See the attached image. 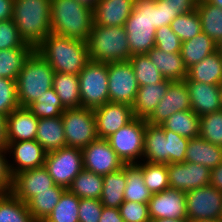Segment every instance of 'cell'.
<instances>
[{"label": "cell", "mask_w": 222, "mask_h": 222, "mask_svg": "<svg viewBox=\"0 0 222 222\" xmlns=\"http://www.w3.org/2000/svg\"><path fill=\"white\" fill-rule=\"evenodd\" d=\"M0 222H37L27 204L12 192L0 193Z\"/></svg>", "instance_id": "74e56055"}, {"label": "cell", "mask_w": 222, "mask_h": 222, "mask_svg": "<svg viewBox=\"0 0 222 222\" xmlns=\"http://www.w3.org/2000/svg\"><path fill=\"white\" fill-rule=\"evenodd\" d=\"M136 165L142 170L145 185L152 194L160 193L170 188L167 164L141 161Z\"/></svg>", "instance_id": "f35d334b"}, {"label": "cell", "mask_w": 222, "mask_h": 222, "mask_svg": "<svg viewBox=\"0 0 222 222\" xmlns=\"http://www.w3.org/2000/svg\"><path fill=\"white\" fill-rule=\"evenodd\" d=\"M181 15L178 9L161 0H135L134 9L124 24L130 54H147L155 46L156 29L171 25Z\"/></svg>", "instance_id": "6da1fadb"}, {"label": "cell", "mask_w": 222, "mask_h": 222, "mask_svg": "<svg viewBox=\"0 0 222 222\" xmlns=\"http://www.w3.org/2000/svg\"><path fill=\"white\" fill-rule=\"evenodd\" d=\"M189 90L191 109L200 117L222 110L221 85L184 80Z\"/></svg>", "instance_id": "ffe728a7"}, {"label": "cell", "mask_w": 222, "mask_h": 222, "mask_svg": "<svg viewBox=\"0 0 222 222\" xmlns=\"http://www.w3.org/2000/svg\"><path fill=\"white\" fill-rule=\"evenodd\" d=\"M161 125L189 139L199 137L200 118L192 109L173 113Z\"/></svg>", "instance_id": "d6a6232c"}, {"label": "cell", "mask_w": 222, "mask_h": 222, "mask_svg": "<svg viewBox=\"0 0 222 222\" xmlns=\"http://www.w3.org/2000/svg\"><path fill=\"white\" fill-rule=\"evenodd\" d=\"M109 101L132 105L139 85L129 61L108 63Z\"/></svg>", "instance_id": "8fae6325"}, {"label": "cell", "mask_w": 222, "mask_h": 222, "mask_svg": "<svg viewBox=\"0 0 222 222\" xmlns=\"http://www.w3.org/2000/svg\"><path fill=\"white\" fill-rule=\"evenodd\" d=\"M199 118V136L222 147V110L202 115Z\"/></svg>", "instance_id": "ee69618b"}, {"label": "cell", "mask_w": 222, "mask_h": 222, "mask_svg": "<svg viewBox=\"0 0 222 222\" xmlns=\"http://www.w3.org/2000/svg\"><path fill=\"white\" fill-rule=\"evenodd\" d=\"M185 194L188 220L221 219L222 192L217 188L209 184Z\"/></svg>", "instance_id": "7c38bea8"}, {"label": "cell", "mask_w": 222, "mask_h": 222, "mask_svg": "<svg viewBox=\"0 0 222 222\" xmlns=\"http://www.w3.org/2000/svg\"><path fill=\"white\" fill-rule=\"evenodd\" d=\"M30 46L22 39L13 19L0 21V50Z\"/></svg>", "instance_id": "7dc6e473"}, {"label": "cell", "mask_w": 222, "mask_h": 222, "mask_svg": "<svg viewBox=\"0 0 222 222\" xmlns=\"http://www.w3.org/2000/svg\"><path fill=\"white\" fill-rule=\"evenodd\" d=\"M55 185L47 169L42 166L16 174L13 177L12 193L27 204L37 192L49 191Z\"/></svg>", "instance_id": "d6986e66"}, {"label": "cell", "mask_w": 222, "mask_h": 222, "mask_svg": "<svg viewBox=\"0 0 222 222\" xmlns=\"http://www.w3.org/2000/svg\"><path fill=\"white\" fill-rule=\"evenodd\" d=\"M61 117L66 147L83 149L99 138L93 109H65Z\"/></svg>", "instance_id": "ba28073f"}, {"label": "cell", "mask_w": 222, "mask_h": 222, "mask_svg": "<svg viewBox=\"0 0 222 222\" xmlns=\"http://www.w3.org/2000/svg\"><path fill=\"white\" fill-rule=\"evenodd\" d=\"M99 138L107 139L133 118L132 107L126 103L108 102L93 110Z\"/></svg>", "instance_id": "e0dca14e"}, {"label": "cell", "mask_w": 222, "mask_h": 222, "mask_svg": "<svg viewBox=\"0 0 222 222\" xmlns=\"http://www.w3.org/2000/svg\"><path fill=\"white\" fill-rule=\"evenodd\" d=\"M185 80L221 85L222 57L218 51L206 56L205 59L190 67Z\"/></svg>", "instance_id": "83f0119b"}, {"label": "cell", "mask_w": 222, "mask_h": 222, "mask_svg": "<svg viewBox=\"0 0 222 222\" xmlns=\"http://www.w3.org/2000/svg\"><path fill=\"white\" fill-rule=\"evenodd\" d=\"M196 11L201 21L202 32L218 44L222 40V8L207 0H198Z\"/></svg>", "instance_id": "1f68e13d"}, {"label": "cell", "mask_w": 222, "mask_h": 222, "mask_svg": "<svg viewBox=\"0 0 222 222\" xmlns=\"http://www.w3.org/2000/svg\"><path fill=\"white\" fill-rule=\"evenodd\" d=\"M35 140L46 153L66 147L62 117L39 119Z\"/></svg>", "instance_id": "484cf974"}, {"label": "cell", "mask_w": 222, "mask_h": 222, "mask_svg": "<svg viewBox=\"0 0 222 222\" xmlns=\"http://www.w3.org/2000/svg\"><path fill=\"white\" fill-rule=\"evenodd\" d=\"M168 166L170 188L187 192L210 184L211 170L190 162L172 163Z\"/></svg>", "instance_id": "5bb4252c"}, {"label": "cell", "mask_w": 222, "mask_h": 222, "mask_svg": "<svg viewBox=\"0 0 222 222\" xmlns=\"http://www.w3.org/2000/svg\"><path fill=\"white\" fill-rule=\"evenodd\" d=\"M146 124L145 119L134 117L107 138L110 146L125 164H136L142 161Z\"/></svg>", "instance_id": "9c48e42d"}, {"label": "cell", "mask_w": 222, "mask_h": 222, "mask_svg": "<svg viewBox=\"0 0 222 222\" xmlns=\"http://www.w3.org/2000/svg\"><path fill=\"white\" fill-rule=\"evenodd\" d=\"M12 19L22 39L35 50L51 33V0H14Z\"/></svg>", "instance_id": "3957f363"}, {"label": "cell", "mask_w": 222, "mask_h": 222, "mask_svg": "<svg viewBox=\"0 0 222 222\" xmlns=\"http://www.w3.org/2000/svg\"><path fill=\"white\" fill-rule=\"evenodd\" d=\"M78 3L83 4L91 9H94L99 0H76Z\"/></svg>", "instance_id": "680465c9"}, {"label": "cell", "mask_w": 222, "mask_h": 222, "mask_svg": "<svg viewBox=\"0 0 222 222\" xmlns=\"http://www.w3.org/2000/svg\"><path fill=\"white\" fill-rule=\"evenodd\" d=\"M53 88L66 109L81 107L80 84L77 75L55 72Z\"/></svg>", "instance_id": "f546056e"}, {"label": "cell", "mask_w": 222, "mask_h": 222, "mask_svg": "<svg viewBox=\"0 0 222 222\" xmlns=\"http://www.w3.org/2000/svg\"><path fill=\"white\" fill-rule=\"evenodd\" d=\"M170 26L182 42L192 39L202 32L201 21L196 9L177 16Z\"/></svg>", "instance_id": "7bdbcfd3"}, {"label": "cell", "mask_w": 222, "mask_h": 222, "mask_svg": "<svg viewBox=\"0 0 222 222\" xmlns=\"http://www.w3.org/2000/svg\"><path fill=\"white\" fill-rule=\"evenodd\" d=\"M209 3L222 8V0H207Z\"/></svg>", "instance_id": "6125c7cd"}, {"label": "cell", "mask_w": 222, "mask_h": 222, "mask_svg": "<svg viewBox=\"0 0 222 222\" xmlns=\"http://www.w3.org/2000/svg\"><path fill=\"white\" fill-rule=\"evenodd\" d=\"M44 167L56 185L67 189L73 179L83 170L82 149L63 147L46 153Z\"/></svg>", "instance_id": "30bf717a"}, {"label": "cell", "mask_w": 222, "mask_h": 222, "mask_svg": "<svg viewBox=\"0 0 222 222\" xmlns=\"http://www.w3.org/2000/svg\"><path fill=\"white\" fill-rule=\"evenodd\" d=\"M210 184L222 192V163L211 170Z\"/></svg>", "instance_id": "9f6ffc18"}, {"label": "cell", "mask_w": 222, "mask_h": 222, "mask_svg": "<svg viewBox=\"0 0 222 222\" xmlns=\"http://www.w3.org/2000/svg\"><path fill=\"white\" fill-rule=\"evenodd\" d=\"M171 8L178 9L180 14L190 13L196 9L198 0H161Z\"/></svg>", "instance_id": "f5cc1de1"}, {"label": "cell", "mask_w": 222, "mask_h": 222, "mask_svg": "<svg viewBox=\"0 0 222 222\" xmlns=\"http://www.w3.org/2000/svg\"><path fill=\"white\" fill-rule=\"evenodd\" d=\"M14 0H0V21L12 19Z\"/></svg>", "instance_id": "11a10c76"}, {"label": "cell", "mask_w": 222, "mask_h": 222, "mask_svg": "<svg viewBox=\"0 0 222 222\" xmlns=\"http://www.w3.org/2000/svg\"><path fill=\"white\" fill-rule=\"evenodd\" d=\"M167 164L185 162V152L189 138L165 129Z\"/></svg>", "instance_id": "f6af8a7d"}, {"label": "cell", "mask_w": 222, "mask_h": 222, "mask_svg": "<svg viewBox=\"0 0 222 222\" xmlns=\"http://www.w3.org/2000/svg\"><path fill=\"white\" fill-rule=\"evenodd\" d=\"M6 149H0V193H11L13 176L10 171Z\"/></svg>", "instance_id": "816d5d0a"}, {"label": "cell", "mask_w": 222, "mask_h": 222, "mask_svg": "<svg viewBox=\"0 0 222 222\" xmlns=\"http://www.w3.org/2000/svg\"><path fill=\"white\" fill-rule=\"evenodd\" d=\"M155 47L166 53H180L182 41L172 31L171 26L166 25L156 29Z\"/></svg>", "instance_id": "681fc988"}, {"label": "cell", "mask_w": 222, "mask_h": 222, "mask_svg": "<svg viewBox=\"0 0 222 222\" xmlns=\"http://www.w3.org/2000/svg\"><path fill=\"white\" fill-rule=\"evenodd\" d=\"M19 107L16 80L0 77V113L8 116Z\"/></svg>", "instance_id": "bcb514c9"}, {"label": "cell", "mask_w": 222, "mask_h": 222, "mask_svg": "<svg viewBox=\"0 0 222 222\" xmlns=\"http://www.w3.org/2000/svg\"><path fill=\"white\" fill-rule=\"evenodd\" d=\"M83 169L106 175L117 171L126 164L110 146L107 139L98 138L82 149Z\"/></svg>", "instance_id": "4fadbf2b"}, {"label": "cell", "mask_w": 222, "mask_h": 222, "mask_svg": "<svg viewBox=\"0 0 222 222\" xmlns=\"http://www.w3.org/2000/svg\"><path fill=\"white\" fill-rule=\"evenodd\" d=\"M103 205L100 199L80 198L79 222H99Z\"/></svg>", "instance_id": "f907efd6"}, {"label": "cell", "mask_w": 222, "mask_h": 222, "mask_svg": "<svg viewBox=\"0 0 222 222\" xmlns=\"http://www.w3.org/2000/svg\"><path fill=\"white\" fill-rule=\"evenodd\" d=\"M188 222H222L221 219L188 220Z\"/></svg>", "instance_id": "94428289"}, {"label": "cell", "mask_w": 222, "mask_h": 222, "mask_svg": "<svg viewBox=\"0 0 222 222\" xmlns=\"http://www.w3.org/2000/svg\"><path fill=\"white\" fill-rule=\"evenodd\" d=\"M6 151L13 177L19 172L44 166L46 152L36 140L10 142Z\"/></svg>", "instance_id": "9a60e30c"}, {"label": "cell", "mask_w": 222, "mask_h": 222, "mask_svg": "<svg viewBox=\"0 0 222 222\" xmlns=\"http://www.w3.org/2000/svg\"><path fill=\"white\" fill-rule=\"evenodd\" d=\"M53 68L35 50L26 59L16 79L20 107H28L53 87Z\"/></svg>", "instance_id": "8992f818"}, {"label": "cell", "mask_w": 222, "mask_h": 222, "mask_svg": "<svg viewBox=\"0 0 222 222\" xmlns=\"http://www.w3.org/2000/svg\"><path fill=\"white\" fill-rule=\"evenodd\" d=\"M129 62L133 66L139 86L160 83L165 80L147 54L131 56Z\"/></svg>", "instance_id": "b9f144b4"}, {"label": "cell", "mask_w": 222, "mask_h": 222, "mask_svg": "<svg viewBox=\"0 0 222 222\" xmlns=\"http://www.w3.org/2000/svg\"><path fill=\"white\" fill-rule=\"evenodd\" d=\"M78 78L81 107L94 110L109 102L108 63L90 60Z\"/></svg>", "instance_id": "52a82bcc"}, {"label": "cell", "mask_w": 222, "mask_h": 222, "mask_svg": "<svg viewBox=\"0 0 222 222\" xmlns=\"http://www.w3.org/2000/svg\"><path fill=\"white\" fill-rule=\"evenodd\" d=\"M126 184L125 166L117 171L103 175V189L100 197L102 205L119 209L124 202Z\"/></svg>", "instance_id": "4dcf8cb0"}, {"label": "cell", "mask_w": 222, "mask_h": 222, "mask_svg": "<svg viewBox=\"0 0 222 222\" xmlns=\"http://www.w3.org/2000/svg\"><path fill=\"white\" fill-rule=\"evenodd\" d=\"M93 24V9L76 0H51L52 34L86 42Z\"/></svg>", "instance_id": "277c9868"}, {"label": "cell", "mask_w": 222, "mask_h": 222, "mask_svg": "<svg viewBox=\"0 0 222 222\" xmlns=\"http://www.w3.org/2000/svg\"><path fill=\"white\" fill-rule=\"evenodd\" d=\"M171 82L165 79L160 83L139 86L135 100L131 105L133 116L146 120L165 95L168 85Z\"/></svg>", "instance_id": "603a6c76"}, {"label": "cell", "mask_w": 222, "mask_h": 222, "mask_svg": "<svg viewBox=\"0 0 222 222\" xmlns=\"http://www.w3.org/2000/svg\"><path fill=\"white\" fill-rule=\"evenodd\" d=\"M7 116L0 113V149H7Z\"/></svg>", "instance_id": "6f0895ef"}, {"label": "cell", "mask_w": 222, "mask_h": 222, "mask_svg": "<svg viewBox=\"0 0 222 222\" xmlns=\"http://www.w3.org/2000/svg\"><path fill=\"white\" fill-rule=\"evenodd\" d=\"M150 222H188V219L161 218V219L151 220Z\"/></svg>", "instance_id": "91938a15"}, {"label": "cell", "mask_w": 222, "mask_h": 222, "mask_svg": "<svg viewBox=\"0 0 222 222\" xmlns=\"http://www.w3.org/2000/svg\"><path fill=\"white\" fill-rule=\"evenodd\" d=\"M124 222H150L148 203L124 201L119 207Z\"/></svg>", "instance_id": "c3c4849f"}, {"label": "cell", "mask_w": 222, "mask_h": 222, "mask_svg": "<svg viewBox=\"0 0 222 222\" xmlns=\"http://www.w3.org/2000/svg\"><path fill=\"white\" fill-rule=\"evenodd\" d=\"M80 198L66 189L53 211L43 222H79Z\"/></svg>", "instance_id": "ab89813d"}, {"label": "cell", "mask_w": 222, "mask_h": 222, "mask_svg": "<svg viewBox=\"0 0 222 222\" xmlns=\"http://www.w3.org/2000/svg\"><path fill=\"white\" fill-rule=\"evenodd\" d=\"M185 162L201 164L212 170L222 163V147L200 136L192 138L187 145Z\"/></svg>", "instance_id": "d4e9b609"}, {"label": "cell", "mask_w": 222, "mask_h": 222, "mask_svg": "<svg viewBox=\"0 0 222 222\" xmlns=\"http://www.w3.org/2000/svg\"><path fill=\"white\" fill-rule=\"evenodd\" d=\"M33 51L31 46L0 50V77L16 80L24 62Z\"/></svg>", "instance_id": "d590c367"}, {"label": "cell", "mask_w": 222, "mask_h": 222, "mask_svg": "<svg viewBox=\"0 0 222 222\" xmlns=\"http://www.w3.org/2000/svg\"><path fill=\"white\" fill-rule=\"evenodd\" d=\"M148 208L151 220L161 218L187 219L184 191L168 188L160 193L152 194Z\"/></svg>", "instance_id": "ac0fdd59"}, {"label": "cell", "mask_w": 222, "mask_h": 222, "mask_svg": "<svg viewBox=\"0 0 222 222\" xmlns=\"http://www.w3.org/2000/svg\"><path fill=\"white\" fill-rule=\"evenodd\" d=\"M99 222H124V220L119 209L103 206Z\"/></svg>", "instance_id": "db71d44e"}, {"label": "cell", "mask_w": 222, "mask_h": 222, "mask_svg": "<svg viewBox=\"0 0 222 222\" xmlns=\"http://www.w3.org/2000/svg\"><path fill=\"white\" fill-rule=\"evenodd\" d=\"M217 51V44L201 32L192 39L182 42L181 57L187 69Z\"/></svg>", "instance_id": "f1b7e54d"}, {"label": "cell", "mask_w": 222, "mask_h": 222, "mask_svg": "<svg viewBox=\"0 0 222 222\" xmlns=\"http://www.w3.org/2000/svg\"><path fill=\"white\" fill-rule=\"evenodd\" d=\"M190 109L189 90L186 82L172 81L153 113L146 119V122L161 125L173 113Z\"/></svg>", "instance_id": "2e32d148"}, {"label": "cell", "mask_w": 222, "mask_h": 222, "mask_svg": "<svg viewBox=\"0 0 222 222\" xmlns=\"http://www.w3.org/2000/svg\"><path fill=\"white\" fill-rule=\"evenodd\" d=\"M55 72L79 75L90 61L87 43L50 33L35 49Z\"/></svg>", "instance_id": "7a4b0ae2"}, {"label": "cell", "mask_w": 222, "mask_h": 222, "mask_svg": "<svg viewBox=\"0 0 222 222\" xmlns=\"http://www.w3.org/2000/svg\"><path fill=\"white\" fill-rule=\"evenodd\" d=\"M39 118L27 107H19L7 116V144L25 140H35Z\"/></svg>", "instance_id": "7402d4cb"}, {"label": "cell", "mask_w": 222, "mask_h": 222, "mask_svg": "<svg viewBox=\"0 0 222 222\" xmlns=\"http://www.w3.org/2000/svg\"><path fill=\"white\" fill-rule=\"evenodd\" d=\"M66 188L55 185L49 191L37 192L28 203L27 207L32 217L37 222H43L53 211Z\"/></svg>", "instance_id": "836d02e7"}, {"label": "cell", "mask_w": 222, "mask_h": 222, "mask_svg": "<svg viewBox=\"0 0 222 222\" xmlns=\"http://www.w3.org/2000/svg\"><path fill=\"white\" fill-rule=\"evenodd\" d=\"M217 51L222 57V40L217 44Z\"/></svg>", "instance_id": "be15d7a7"}, {"label": "cell", "mask_w": 222, "mask_h": 222, "mask_svg": "<svg viewBox=\"0 0 222 222\" xmlns=\"http://www.w3.org/2000/svg\"><path fill=\"white\" fill-rule=\"evenodd\" d=\"M142 161L167 164L166 137L162 125H154L147 122L144 133Z\"/></svg>", "instance_id": "4316f807"}, {"label": "cell", "mask_w": 222, "mask_h": 222, "mask_svg": "<svg viewBox=\"0 0 222 222\" xmlns=\"http://www.w3.org/2000/svg\"><path fill=\"white\" fill-rule=\"evenodd\" d=\"M27 108L39 119L62 116L66 109L53 87L43 93Z\"/></svg>", "instance_id": "60d3db41"}, {"label": "cell", "mask_w": 222, "mask_h": 222, "mask_svg": "<svg viewBox=\"0 0 222 222\" xmlns=\"http://www.w3.org/2000/svg\"><path fill=\"white\" fill-rule=\"evenodd\" d=\"M147 55L166 80L184 81L186 79L188 69L181 53H166L154 46Z\"/></svg>", "instance_id": "cb8c5ba5"}, {"label": "cell", "mask_w": 222, "mask_h": 222, "mask_svg": "<svg viewBox=\"0 0 222 222\" xmlns=\"http://www.w3.org/2000/svg\"><path fill=\"white\" fill-rule=\"evenodd\" d=\"M134 4L135 0H99L93 9L94 25L124 26Z\"/></svg>", "instance_id": "44dd1931"}, {"label": "cell", "mask_w": 222, "mask_h": 222, "mask_svg": "<svg viewBox=\"0 0 222 222\" xmlns=\"http://www.w3.org/2000/svg\"><path fill=\"white\" fill-rule=\"evenodd\" d=\"M126 187L124 201L148 203L152 193L145 185L142 170L136 164L125 165Z\"/></svg>", "instance_id": "e575fe53"}, {"label": "cell", "mask_w": 222, "mask_h": 222, "mask_svg": "<svg viewBox=\"0 0 222 222\" xmlns=\"http://www.w3.org/2000/svg\"><path fill=\"white\" fill-rule=\"evenodd\" d=\"M90 60L111 63L129 61L130 47L124 26L93 24L86 41Z\"/></svg>", "instance_id": "5b68a950"}, {"label": "cell", "mask_w": 222, "mask_h": 222, "mask_svg": "<svg viewBox=\"0 0 222 222\" xmlns=\"http://www.w3.org/2000/svg\"><path fill=\"white\" fill-rule=\"evenodd\" d=\"M67 189L78 198L100 199L103 189V175L83 169Z\"/></svg>", "instance_id": "8d00e7d4"}]
</instances>
